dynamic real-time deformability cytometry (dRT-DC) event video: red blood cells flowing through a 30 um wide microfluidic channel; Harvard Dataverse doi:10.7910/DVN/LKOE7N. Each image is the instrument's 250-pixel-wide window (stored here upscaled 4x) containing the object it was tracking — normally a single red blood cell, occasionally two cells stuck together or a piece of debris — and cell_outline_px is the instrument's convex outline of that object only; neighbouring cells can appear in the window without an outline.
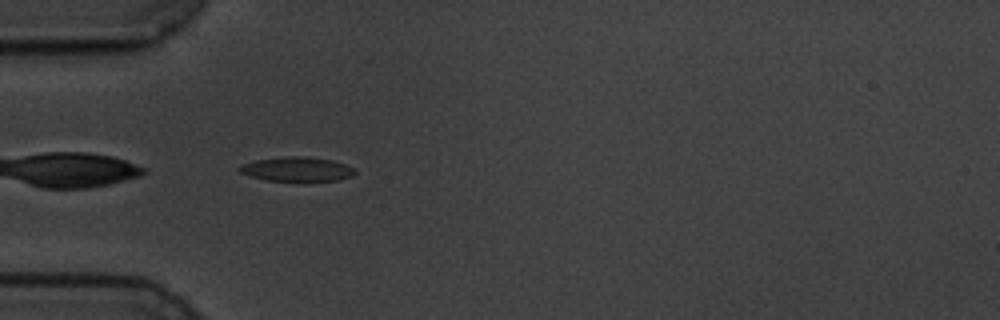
{"species": "common noctule bat (a hibernating species)", "species_latin": "Nyctalus noctula", "temperature_condition": "cold", "stored_images_in_passage": 42, "camera_frame_rate_fps": 3000, "um_per_image_px": 0.085, "animal": {"sex": "male", "body_mass_g": 19.5, "forearm_length_mm": 54.6}, "frame": {"image": 1, "passage_image": 1, "time_ms": 0.0, "image_size_px": [1000, 320], "cell_outline_px": [[356, 172], [352, 176], [340, 180], [268, 180], [252, 176], [240, 172], [236, 168], [240, 164], [256, 160], [284, 156], [304, 156], [332, 160], [344, 164], [352, 168]], "centroid_in_image_um": [25.21, 14.36], "position_along_channel_um": 59.8, "area_um2": 16.13}}
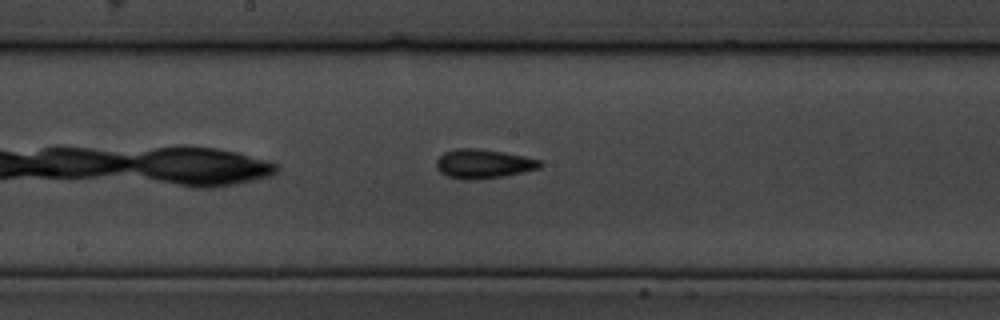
{"frame": {"image": 2, "passage_image": 14, "time_ms": 4.333, "image_size_px": [1000, 320], "cell_outline_px": [[544, 164], [540, 168], [504, 176], [476, 180], [464, 180], [448, 176], [440, 172], [436, 168], [436, 160], [444, 152], [456, 148], [476, 148], [504, 152], [524, 156], [540, 160]], "centroid_in_image_um": [41.08, 13.92], "position_along_channel_um": 207.1, "area_um2": 17.74}}
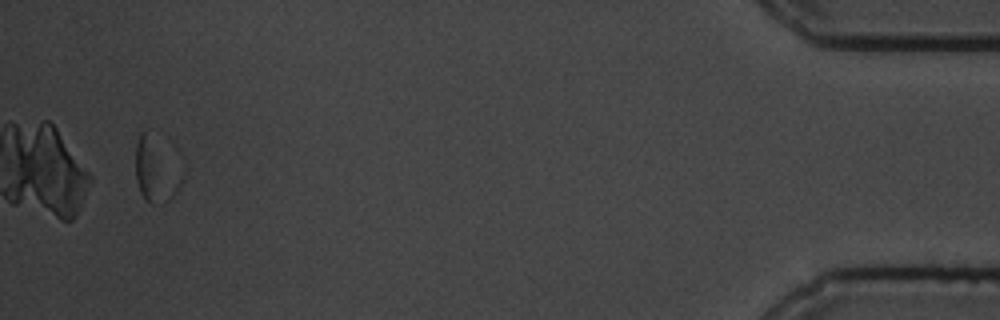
{"frame": {"image": 3, "passage_image": 39, "time_ms": 12.667, "image_size_px": [1000, 320], "cell_outline_px": [[188, 172], [180, 188], [172, 196], [160, 204], [152, 204], [144, 200], [140, 192], [136, 180], [136, 144], [140, 132], [144, 132]], "centroid_in_image_um": [13.32, 14.57], "position_along_channel_um": 421.9, "area_um2": 17.22}, "authors_computed_cell_mechanics": {"area_um2": 16.0973, "velocity_mm_per_s": 3.4809, "shape_relaxation_time_tau1_ms": 3.5329, "shape_relaxation_time_tau2_ms": 4.9461, "deformation_change_tau1": 0.0989, "deformation_change_tau2": 0.1229}}